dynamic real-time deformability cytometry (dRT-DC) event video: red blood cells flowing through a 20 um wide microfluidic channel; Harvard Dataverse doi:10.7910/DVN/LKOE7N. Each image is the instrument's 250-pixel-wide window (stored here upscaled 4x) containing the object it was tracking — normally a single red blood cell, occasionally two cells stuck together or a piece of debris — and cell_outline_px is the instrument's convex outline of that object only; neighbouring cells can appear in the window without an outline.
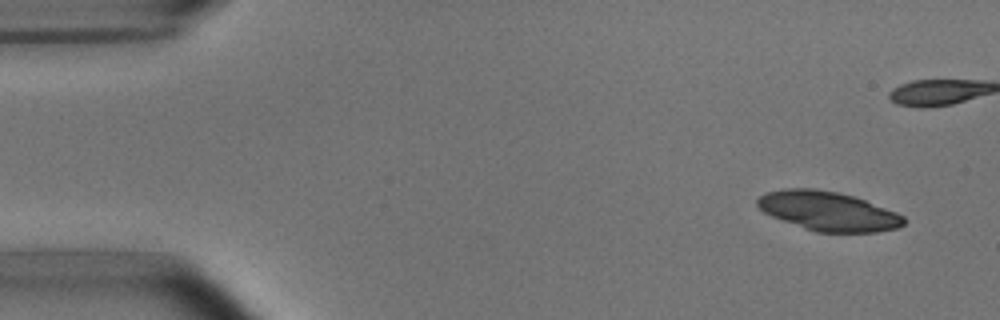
{"species": "common noctule bat (a hibernating species)", "species_latin": "Nyctalus noctula", "temperature_condition": "room temperature", "stored_images_in_passage": 50, "camera_frame_rate_fps": 3000, "um_per_image_px": 0.085, "animal": {"sex": "male", "body_mass_g": 15.6}, "frame": {"image": 1, "passage_image": 1, "time_ms": 0.0, "image_size_px": [1000, 320], "cell_outline_px": [[904, 224], [896, 228], [876, 232], [816, 232], [804, 228], [772, 216], [764, 212], [756, 204], [756, 200], [764, 192], [784, 188], [816, 188], [836, 192], [852, 196], [864, 200], [896, 212], [904, 216]], "centroid_in_image_um": [70.35, 17.93], "position_along_channel_um": 14.6, "area_um2": 33.23}}